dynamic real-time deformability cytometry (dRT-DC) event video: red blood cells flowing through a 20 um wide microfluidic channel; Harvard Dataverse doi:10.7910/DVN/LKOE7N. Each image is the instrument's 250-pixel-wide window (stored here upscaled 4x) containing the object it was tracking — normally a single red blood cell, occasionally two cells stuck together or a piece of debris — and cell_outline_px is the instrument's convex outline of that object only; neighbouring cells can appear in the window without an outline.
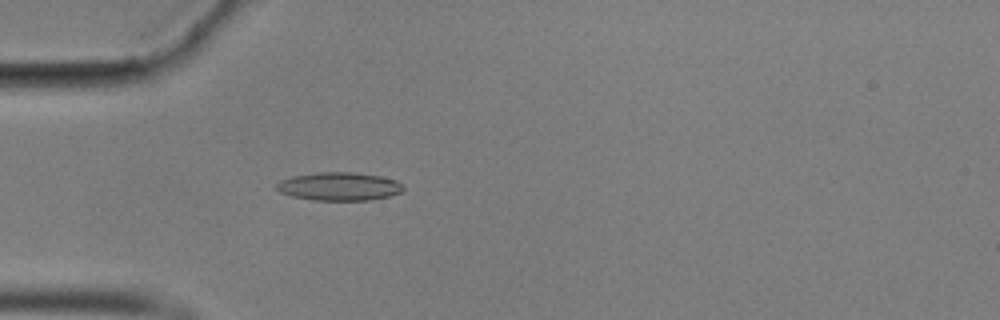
{"species": "common noctule bat (a hibernating species)", "species_latin": "Nyctalus noctula", "temperature_condition": "cold", "stored_images_in_passage": 57, "camera_frame_rate_fps": 3000, "um_per_image_px": 0.085, "animal": {"sex": "male", "body_mass_g": 17.9}, "frame": {"image": 1, "passage_image": 17, "time_ms": 5.333, "image_size_px": [1000, 320], "cell_outline_px": [[404, 188], [400, 192], [388, 196], [368, 200], [312, 200], [292, 196], [280, 192], [276, 188], [276, 184], [280, 180], [292, 176], [316, 172], [356, 172], [380, 176], [396, 180], [404, 184]], "centroid_in_image_um": [28.82, 15.83], "position_along_channel_um": 56.2, "area_um2": 20.92}}
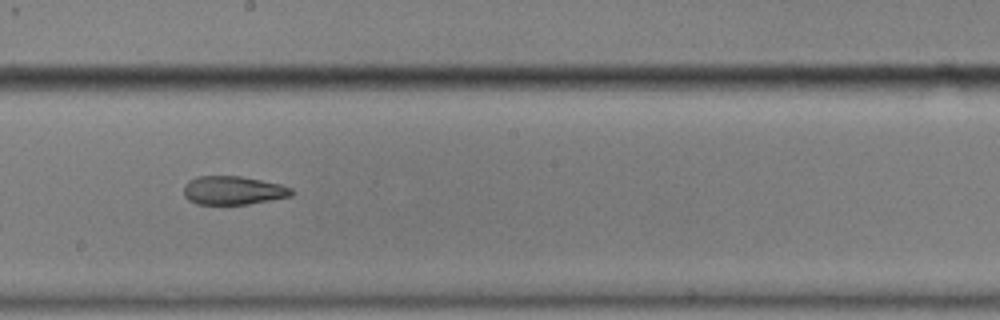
{"frame": {"image": 2, "passage_image": 32, "time_ms": 10.333, "image_size_px": [1000, 320], "cell_outline_px": [[296, 192], [292, 196], [272, 200], [248, 204], [196, 204], [188, 200], [184, 196], [184, 184], [188, 180], [196, 176], [240, 176], [280, 184], [292, 188]], "centroid_in_image_um": [19.82, 16.18], "position_along_channel_um": 228.4, "area_um2": 18.15}}
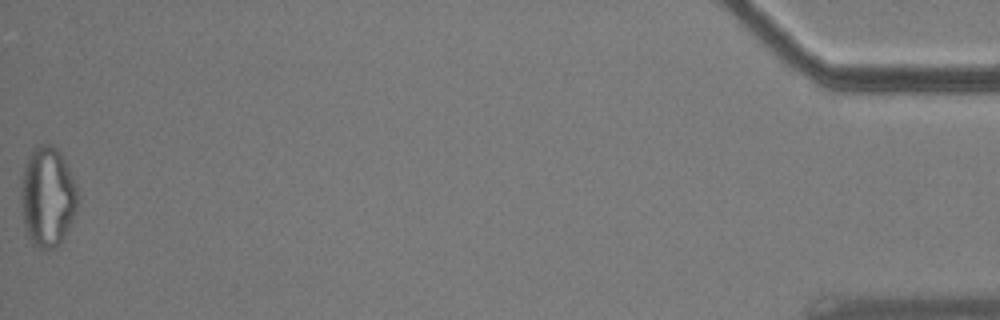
{"frame": {"image": 3, "passage_image": 57, "time_ms": 18.667, "image_size_px": [1000, 320], "cell_outline_px": [[76, 212], [64, 240], [56, 248], [48, 252], [44, 252], [36, 248], [32, 244], [24, 228], [20, 204], [20, 188], [24, 168], [28, 156], [32, 148], [40, 144], [52, 144], [60, 152], [72, 176], [76, 188]], "centroid_in_image_um": [4.01, 16.8], "position_along_channel_um": 431.2, "area_um2": 33.7}, "authors_computed_cell_mechanics": {"area_um2": 19.4208, "velocity_mm_per_s": 3.5521, "shape_relaxation_time_tau1_ms": null, "shape_relaxation_time_tau2_ms": 3.3504, "deformation_change_tau1": null, "deformation_change_tau2": 0.1262}}